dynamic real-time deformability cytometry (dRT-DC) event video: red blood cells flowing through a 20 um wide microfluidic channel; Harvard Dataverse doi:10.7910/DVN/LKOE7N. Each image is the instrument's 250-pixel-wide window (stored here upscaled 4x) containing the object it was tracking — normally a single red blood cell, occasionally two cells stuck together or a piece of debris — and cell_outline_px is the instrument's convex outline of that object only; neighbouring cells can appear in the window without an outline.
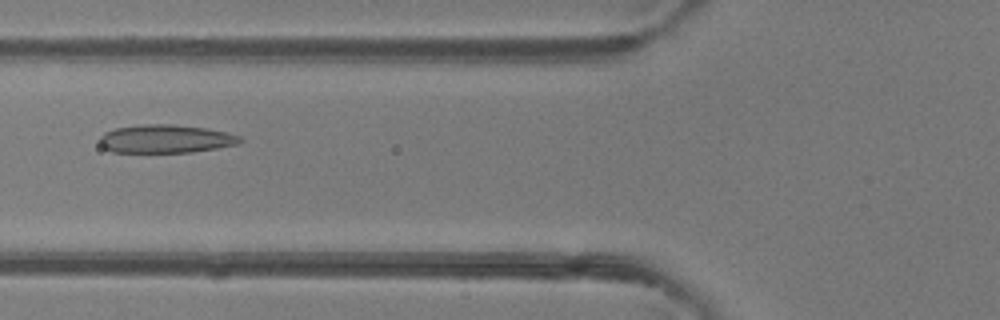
{"species": "common noctule bat (a hibernating species)", "species_latin": "Nyctalus noctula", "temperature_condition": "room temperature", "stored_images_in_passage": 33, "camera_frame_rate_fps": 3000, "um_per_image_px": 0.085, "animal": {"sex": "female"}, "frame": {"image": 1, "passage_image": 8, "time_ms": 2.333, "image_size_px": [1000, 320], "cell_outline_px": [[244, 140], [240, 144], [192, 152], [112, 152], [104, 148], [100, 144], [100, 136], [104, 132], [116, 128], [140, 124], [172, 124], [204, 128], [228, 132], [240, 136]], "centroid_in_image_um": [14.1, 11.8], "position_along_channel_um": 111.7, "area_um2": 23.24}}
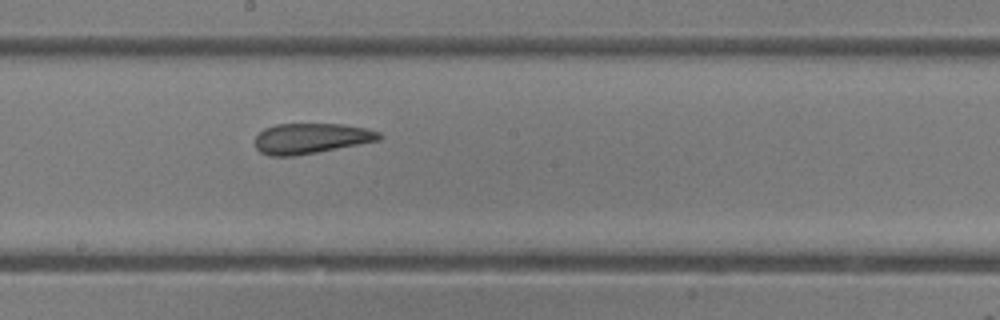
{"frame": {"image": 2, "passage_image": 16, "time_ms": 5.0, "image_size_px": [1000, 320], "cell_outline_px": [[384, 136], [380, 140], [316, 152], [292, 156], [268, 156], [260, 152], [256, 148], [256, 136], [264, 128], [276, 124], [340, 124], [368, 128], [380, 132]], "centroid_in_image_um": [26.45, 11.76], "position_along_channel_um": 221.8, "area_um2": 21.96}}
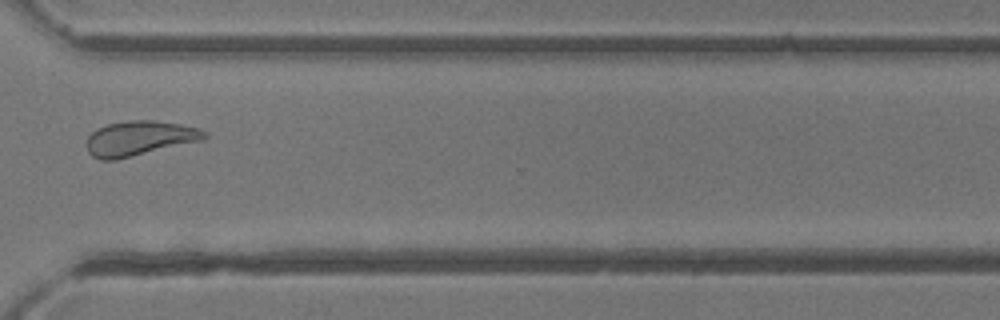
{"frame": {"image": 3, "passage_image": 26, "time_ms": 8.333, "image_size_px": [1000, 320], "cell_outline_px": [[208, 136], [204, 140], [116, 160], [100, 160], [92, 156], [88, 152], [88, 136], [96, 128], [108, 124], [128, 120], [152, 120], [180, 124], [200, 128], [208, 132]], "centroid_in_image_um": [11.89, 11.76], "position_along_channel_um": 358.7, "area_um2": 24.04}, "authors_computed_cell_mechanics": {"area_um2": 22.3686, "velocity_mm_per_s": 4.1198, "shape_relaxation_time_tau1_ms": null, "shape_relaxation_time_tau2_ms": 1.6285, "deformation_change_tau1": null, "deformation_change_tau2": 0.0775}}